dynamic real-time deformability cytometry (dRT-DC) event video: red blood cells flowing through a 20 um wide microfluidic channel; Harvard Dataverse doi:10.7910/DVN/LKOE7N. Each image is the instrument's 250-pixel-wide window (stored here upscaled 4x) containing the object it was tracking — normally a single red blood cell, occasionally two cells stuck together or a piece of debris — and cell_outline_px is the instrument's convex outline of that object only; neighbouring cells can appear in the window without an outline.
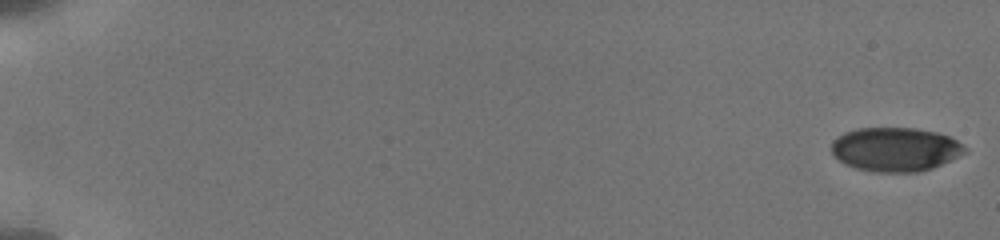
{"species": "human", "species_latin": "Homo sapiens", "temperature_condition": "cold", "stored_images_in_passage": 40, "camera_frame_rate_fps": 3000, "um_per_image_px": 0.085, "donor": {"sex": "male"}, "frame": {"image": 1, "passage_image": 1, "time_ms": 0.0, "image_size_px": [1000, 240], "cell_outline_px": [[968, 152], [932, 168], [916, 172], [876, 172], [856, 168], [844, 164], [832, 152], [832, 140], [844, 132], [856, 128], [916, 128], [936, 132], [948, 136], [956, 140], [968, 148]], "centroid_in_image_um": [76.11, 12.69], "position_along_channel_um": 8.9, "area_um2": 34.22}}
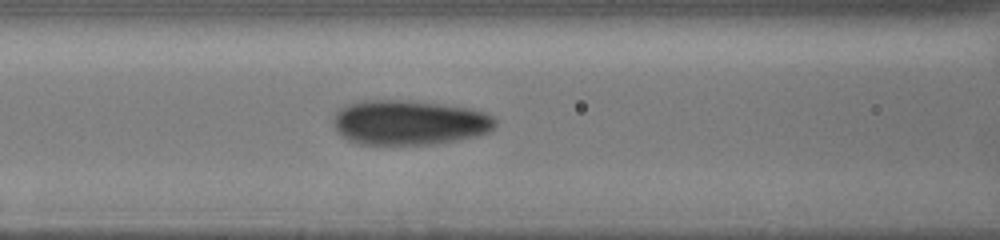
{"frame": {"image": 2, "passage_image": 34, "time_ms": 8.333, "image_size_px": [1000, 240], "cell_outline_px": [[496, 124], [488, 132], [476, 136], [456, 140], [432, 144], [356, 144], [340, 136], [336, 132], [332, 124], [332, 116], [340, 108], [348, 104], [364, 100], [404, 100], [440, 104], [468, 108], [484, 112], [492, 116], [496, 120]], "centroid_in_image_um": [34.71, 10.42], "position_along_channel_um": 131.9, "area_um2": 42.43}}
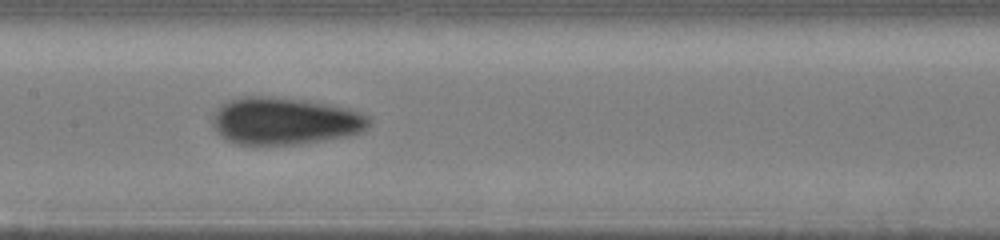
{"frame": {"image": 3, "passage_image": 39, "time_ms": 9.667, "image_size_px": [1000, 240], "cell_outline_px": [[372, 124], [364, 132], [348, 136], [300, 144], [236, 144], [220, 136], [212, 124], [212, 112], [220, 104], [228, 100], [244, 96], [272, 96], [304, 100], [328, 104], [348, 108], [372, 116]], "centroid_in_image_um": [24.23, 10.28], "position_along_channel_um": 183.2, "area_um2": 43.75}}